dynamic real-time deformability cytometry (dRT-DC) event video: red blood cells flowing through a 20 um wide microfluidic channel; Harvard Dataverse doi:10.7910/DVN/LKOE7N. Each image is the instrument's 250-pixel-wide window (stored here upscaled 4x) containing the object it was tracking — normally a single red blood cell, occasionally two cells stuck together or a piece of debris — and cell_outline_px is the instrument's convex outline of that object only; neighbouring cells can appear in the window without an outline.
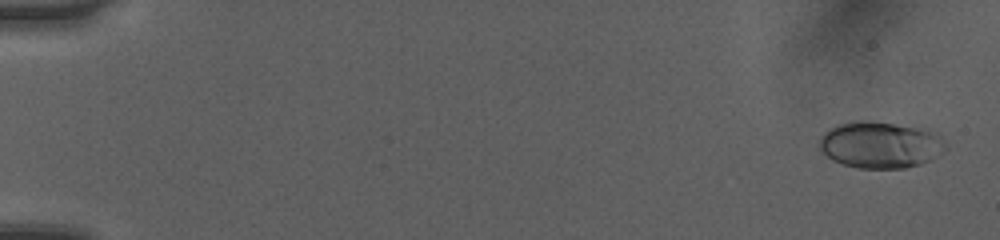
{"species": "human", "species_latin": "Homo sapiens", "temperature_condition": "room temperature", "stored_images_in_passage": 51, "camera_frame_rate_fps": 3000, "um_per_image_px": 0.085, "donor": {"sex": "female"}, "frame": {"image": 1, "passage_image": 2, "time_ms": 0.333, "image_size_px": [1000, 240], "cell_outline_px": [[948, 148], [944, 152], [920, 164], [904, 168], [856, 168], [832, 160], [816, 148], [816, 144], [820, 136], [824, 132], [840, 124], [892, 124], [912, 128], [928, 132], [936, 136]], "centroid_in_image_um": [74.73, 12.39], "position_along_channel_um": 10.3, "area_um2": 32.83}}
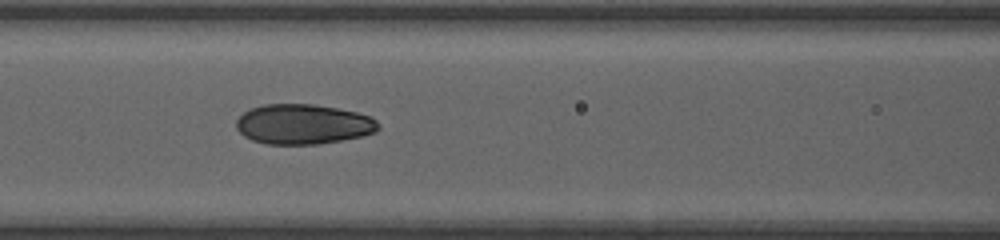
{"frame": {"image": 2, "passage_image": 24, "time_ms": 7.667, "image_size_px": [1000, 240], "cell_outline_px": [[380, 128], [376, 132], [360, 136], [340, 140], [316, 144], [268, 144], [252, 140], [244, 136], [236, 128], [236, 120], [244, 112], [252, 108], [264, 104], [312, 104], [336, 108], [356, 112], [368, 116], [376, 120], [380, 124]], "centroid_in_image_um": [25.76, 10.55], "position_along_channel_um": 140.8, "area_um2": 32.95}}
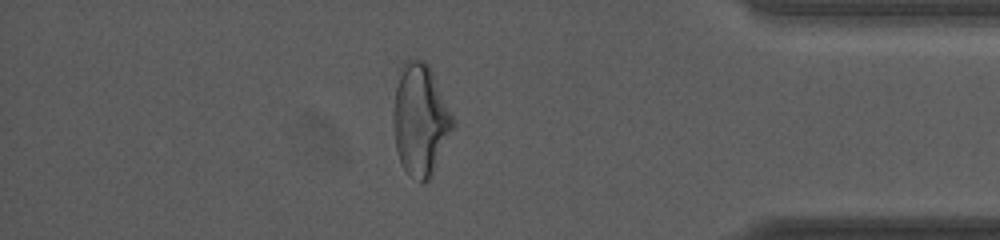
{"frame": {"image": 3, "passage_image": 45, "time_ms": 14.667, "image_size_px": [1000, 240], "cell_outline_px": [[456, 124], [428, 180], [424, 184], [420, 184], [404, 168], [400, 160], [396, 148], [392, 120], [392, 112], [396, 88], [404, 60], [424, 60], [428, 64], [456, 120]], "centroid_in_image_um": [35.73, 10.18], "position_along_channel_um": 399.5, "area_um2": 38.49}, "authors_computed_cell_mechanics": {"area_um2": 32.946, "velocity_mm_per_s": 4.0754, "shape_relaxation_time_tau1_ms": 4.8622, "shape_relaxation_time_tau2_ms": 1.1286, "deformation_change_tau1": 0.1641, "deformation_change_tau2": 0.0609}}